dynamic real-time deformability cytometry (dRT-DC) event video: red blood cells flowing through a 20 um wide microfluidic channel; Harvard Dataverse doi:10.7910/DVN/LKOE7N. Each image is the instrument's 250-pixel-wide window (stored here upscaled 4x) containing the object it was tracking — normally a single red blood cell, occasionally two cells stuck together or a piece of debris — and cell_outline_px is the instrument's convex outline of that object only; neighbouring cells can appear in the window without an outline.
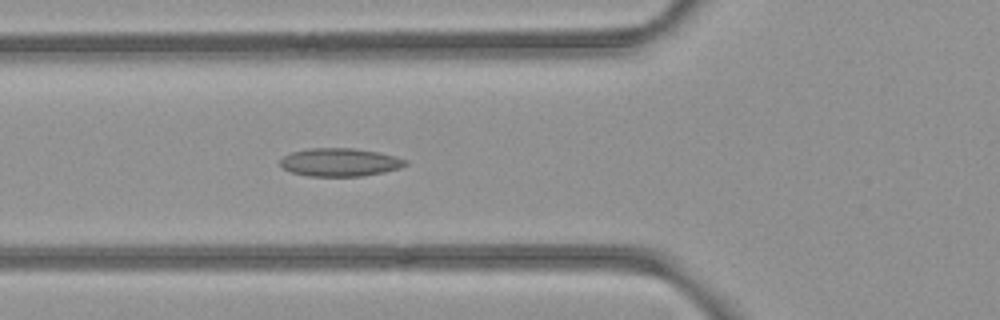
{"species": "common noctule bat (a hibernating species)", "species_latin": "Nyctalus noctula", "temperature_condition": "room temperature", "stored_images_in_passage": 4, "camera_frame_rate_fps": 3000, "um_per_image_px": 0.085, "animal": {"sex": "female", "body_mass_g": 21.9}, "frame": {"image": 1, "passage_image": 4, "time_ms": 1.0, "image_size_px": [1000, 320], "cell_outline_px": [[408, 164], [400, 168], [384, 172], [360, 176], [308, 176], [292, 172], [284, 168], [280, 164], [280, 160], [284, 156], [292, 152], [308, 148], [352, 148], [380, 152], [396, 156], [408, 160]], "centroid_in_image_um": [28.93, 13.78], "position_along_channel_um": 96.9, "area_um2": 20.58}}